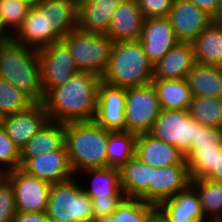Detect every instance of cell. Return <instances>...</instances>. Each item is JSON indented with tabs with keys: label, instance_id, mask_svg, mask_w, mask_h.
Wrapping results in <instances>:
<instances>
[{
	"label": "cell",
	"instance_id": "6da1fadb",
	"mask_svg": "<svg viewBox=\"0 0 222 222\" xmlns=\"http://www.w3.org/2000/svg\"><path fill=\"white\" fill-rule=\"evenodd\" d=\"M101 81V77L92 72L79 71L64 84L53 88L43 101L49 121H93Z\"/></svg>",
	"mask_w": 222,
	"mask_h": 222
},
{
	"label": "cell",
	"instance_id": "7a4b0ae2",
	"mask_svg": "<svg viewBox=\"0 0 222 222\" xmlns=\"http://www.w3.org/2000/svg\"><path fill=\"white\" fill-rule=\"evenodd\" d=\"M0 78L10 82L34 103H42L46 97L38 50L13 39L0 44Z\"/></svg>",
	"mask_w": 222,
	"mask_h": 222
},
{
	"label": "cell",
	"instance_id": "3957f363",
	"mask_svg": "<svg viewBox=\"0 0 222 222\" xmlns=\"http://www.w3.org/2000/svg\"><path fill=\"white\" fill-rule=\"evenodd\" d=\"M64 127L65 147L75 175L88 168L107 167L108 130L94 120L68 122Z\"/></svg>",
	"mask_w": 222,
	"mask_h": 222
},
{
	"label": "cell",
	"instance_id": "277c9868",
	"mask_svg": "<svg viewBox=\"0 0 222 222\" xmlns=\"http://www.w3.org/2000/svg\"><path fill=\"white\" fill-rule=\"evenodd\" d=\"M153 64L139 40L113 44L102 81L116 87H135L152 83Z\"/></svg>",
	"mask_w": 222,
	"mask_h": 222
},
{
	"label": "cell",
	"instance_id": "5b68a950",
	"mask_svg": "<svg viewBox=\"0 0 222 222\" xmlns=\"http://www.w3.org/2000/svg\"><path fill=\"white\" fill-rule=\"evenodd\" d=\"M46 214L51 222H94L92 201L74 177L51 185Z\"/></svg>",
	"mask_w": 222,
	"mask_h": 222
},
{
	"label": "cell",
	"instance_id": "8992f818",
	"mask_svg": "<svg viewBox=\"0 0 222 222\" xmlns=\"http://www.w3.org/2000/svg\"><path fill=\"white\" fill-rule=\"evenodd\" d=\"M62 41L73 55L79 71L92 72L102 78L114 44L106 34L89 33L76 28L68 32Z\"/></svg>",
	"mask_w": 222,
	"mask_h": 222
},
{
	"label": "cell",
	"instance_id": "52a82bcc",
	"mask_svg": "<svg viewBox=\"0 0 222 222\" xmlns=\"http://www.w3.org/2000/svg\"><path fill=\"white\" fill-rule=\"evenodd\" d=\"M160 111L158 94L152 83L126 88V131L136 135L150 133Z\"/></svg>",
	"mask_w": 222,
	"mask_h": 222
},
{
	"label": "cell",
	"instance_id": "ba28073f",
	"mask_svg": "<svg viewBox=\"0 0 222 222\" xmlns=\"http://www.w3.org/2000/svg\"><path fill=\"white\" fill-rule=\"evenodd\" d=\"M66 34L52 23L49 15V0L30 7L21 27L13 35V40L35 49L62 41Z\"/></svg>",
	"mask_w": 222,
	"mask_h": 222
},
{
	"label": "cell",
	"instance_id": "9c48e42d",
	"mask_svg": "<svg viewBox=\"0 0 222 222\" xmlns=\"http://www.w3.org/2000/svg\"><path fill=\"white\" fill-rule=\"evenodd\" d=\"M41 83L45 96L79 72L73 55L63 41L38 49Z\"/></svg>",
	"mask_w": 222,
	"mask_h": 222
},
{
	"label": "cell",
	"instance_id": "30bf717a",
	"mask_svg": "<svg viewBox=\"0 0 222 222\" xmlns=\"http://www.w3.org/2000/svg\"><path fill=\"white\" fill-rule=\"evenodd\" d=\"M195 128L196 121L188 110L161 109L150 134L186 155L194 146Z\"/></svg>",
	"mask_w": 222,
	"mask_h": 222
},
{
	"label": "cell",
	"instance_id": "8fae6325",
	"mask_svg": "<svg viewBox=\"0 0 222 222\" xmlns=\"http://www.w3.org/2000/svg\"><path fill=\"white\" fill-rule=\"evenodd\" d=\"M13 186L16 212H46L51 183L21 168L3 174Z\"/></svg>",
	"mask_w": 222,
	"mask_h": 222
},
{
	"label": "cell",
	"instance_id": "7c38bea8",
	"mask_svg": "<svg viewBox=\"0 0 222 222\" xmlns=\"http://www.w3.org/2000/svg\"><path fill=\"white\" fill-rule=\"evenodd\" d=\"M191 183L187 165L152 167V183L138 197L144 202L158 205L161 201L174 197Z\"/></svg>",
	"mask_w": 222,
	"mask_h": 222
},
{
	"label": "cell",
	"instance_id": "4fadbf2b",
	"mask_svg": "<svg viewBox=\"0 0 222 222\" xmlns=\"http://www.w3.org/2000/svg\"><path fill=\"white\" fill-rule=\"evenodd\" d=\"M125 101L126 88L101 81L98 86L94 121L108 131H126Z\"/></svg>",
	"mask_w": 222,
	"mask_h": 222
},
{
	"label": "cell",
	"instance_id": "5bb4252c",
	"mask_svg": "<svg viewBox=\"0 0 222 222\" xmlns=\"http://www.w3.org/2000/svg\"><path fill=\"white\" fill-rule=\"evenodd\" d=\"M167 18L179 42L192 43L209 26L212 16L188 0H174Z\"/></svg>",
	"mask_w": 222,
	"mask_h": 222
},
{
	"label": "cell",
	"instance_id": "9a60e30c",
	"mask_svg": "<svg viewBox=\"0 0 222 222\" xmlns=\"http://www.w3.org/2000/svg\"><path fill=\"white\" fill-rule=\"evenodd\" d=\"M49 121L44 103H34L28 109L0 119L8 137L21 149Z\"/></svg>",
	"mask_w": 222,
	"mask_h": 222
},
{
	"label": "cell",
	"instance_id": "2e32d148",
	"mask_svg": "<svg viewBox=\"0 0 222 222\" xmlns=\"http://www.w3.org/2000/svg\"><path fill=\"white\" fill-rule=\"evenodd\" d=\"M139 41L153 65L179 43L167 17L146 18Z\"/></svg>",
	"mask_w": 222,
	"mask_h": 222
},
{
	"label": "cell",
	"instance_id": "e0dca14e",
	"mask_svg": "<svg viewBox=\"0 0 222 222\" xmlns=\"http://www.w3.org/2000/svg\"><path fill=\"white\" fill-rule=\"evenodd\" d=\"M21 169L29 175L51 184L75 177L65 144L58 151L43 153L37 157L28 159L21 166Z\"/></svg>",
	"mask_w": 222,
	"mask_h": 222
},
{
	"label": "cell",
	"instance_id": "ac0fdd59",
	"mask_svg": "<svg viewBox=\"0 0 222 222\" xmlns=\"http://www.w3.org/2000/svg\"><path fill=\"white\" fill-rule=\"evenodd\" d=\"M135 156L155 168L186 165L185 155L177 147L155 138L150 133L137 135Z\"/></svg>",
	"mask_w": 222,
	"mask_h": 222
},
{
	"label": "cell",
	"instance_id": "d6986e66",
	"mask_svg": "<svg viewBox=\"0 0 222 222\" xmlns=\"http://www.w3.org/2000/svg\"><path fill=\"white\" fill-rule=\"evenodd\" d=\"M144 20L136 0H122L113 14L106 35L114 43L139 40Z\"/></svg>",
	"mask_w": 222,
	"mask_h": 222
},
{
	"label": "cell",
	"instance_id": "ffe728a7",
	"mask_svg": "<svg viewBox=\"0 0 222 222\" xmlns=\"http://www.w3.org/2000/svg\"><path fill=\"white\" fill-rule=\"evenodd\" d=\"M122 0H78L77 28L106 34L113 14Z\"/></svg>",
	"mask_w": 222,
	"mask_h": 222
},
{
	"label": "cell",
	"instance_id": "44dd1931",
	"mask_svg": "<svg viewBox=\"0 0 222 222\" xmlns=\"http://www.w3.org/2000/svg\"><path fill=\"white\" fill-rule=\"evenodd\" d=\"M196 64L192 43L179 42L153 65V79H185Z\"/></svg>",
	"mask_w": 222,
	"mask_h": 222
},
{
	"label": "cell",
	"instance_id": "7402d4cb",
	"mask_svg": "<svg viewBox=\"0 0 222 222\" xmlns=\"http://www.w3.org/2000/svg\"><path fill=\"white\" fill-rule=\"evenodd\" d=\"M158 206L172 222H210L204 216L198 194L191 185L174 197L161 201Z\"/></svg>",
	"mask_w": 222,
	"mask_h": 222
},
{
	"label": "cell",
	"instance_id": "603a6c76",
	"mask_svg": "<svg viewBox=\"0 0 222 222\" xmlns=\"http://www.w3.org/2000/svg\"><path fill=\"white\" fill-rule=\"evenodd\" d=\"M65 144L64 123L48 121L21 149V166L30 158L58 151Z\"/></svg>",
	"mask_w": 222,
	"mask_h": 222
},
{
	"label": "cell",
	"instance_id": "cb8c5ba5",
	"mask_svg": "<svg viewBox=\"0 0 222 222\" xmlns=\"http://www.w3.org/2000/svg\"><path fill=\"white\" fill-rule=\"evenodd\" d=\"M185 79L193 97L222 99V69L220 66L196 63Z\"/></svg>",
	"mask_w": 222,
	"mask_h": 222
},
{
	"label": "cell",
	"instance_id": "d4e9b609",
	"mask_svg": "<svg viewBox=\"0 0 222 222\" xmlns=\"http://www.w3.org/2000/svg\"><path fill=\"white\" fill-rule=\"evenodd\" d=\"M81 172L90 174L91 187H83L90 199H107L108 197H125L120 186V169L115 167L88 168Z\"/></svg>",
	"mask_w": 222,
	"mask_h": 222
},
{
	"label": "cell",
	"instance_id": "484cf974",
	"mask_svg": "<svg viewBox=\"0 0 222 222\" xmlns=\"http://www.w3.org/2000/svg\"><path fill=\"white\" fill-rule=\"evenodd\" d=\"M196 63L222 65V25L212 22L192 42Z\"/></svg>",
	"mask_w": 222,
	"mask_h": 222
},
{
	"label": "cell",
	"instance_id": "4316f807",
	"mask_svg": "<svg viewBox=\"0 0 222 222\" xmlns=\"http://www.w3.org/2000/svg\"><path fill=\"white\" fill-rule=\"evenodd\" d=\"M161 109L188 110L192 93L186 79H153Z\"/></svg>",
	"mask_w": 222,
	"mask_h": 222
},
{
	"label": "cell",
	"instance_id": "83f0119b",
	"mask_svg": "<svg viewBox=\"0 0 222 222\" xmlns=\"http://www.w3.org/2000/svg\"><path fill=\"white\" fill-rule=\"evenodd\" d=\"M152 183V167L135 155L120 168V186L125 197L138 198Z\"/></svg>",
	"mask_w": 222,
	"mask_h": 222
},
{
	"label": "cell",
	"instance_id": "f1b7e54d",
	"mask_svg": "<svg viewBox=\"0 0 222 222\" xmlns=\"http://www.w3.org/2000/svg\"><path fill=\"white\" fill-rule=\"evenodd\" d=\"M137 135L129 131H108L107 166L121 168L135 155Z\"/></svg>",
	"mask_w": 222,
	"mask_h": 222
},
{
	"label": "cell",
	"instance_id": "f546056e",
	"mask_svg": "<svg viewBox=\"0 0 222 222\" xmlns=\"http://www.w3.org/2000/svg\"><path fill=\"white\" fill-rule=\"evenodd\" d=\"M190 185L198 194L204 216L210 222L216 220L222 214V182L192 179Z\"/></svg>",
	"mask_w": 222,
	"mask_h": 222
},
{
	"label": "cell",
	"instance_id": "4dcf8cb0",
	"mask_svg": "<svg viewBox=\"0 0 222 222\" xmlns=\"http://www.w3.org/2000/svg\"><path fill=\"white\" fill-rule=\"evenodd\" d=\"M190 116L198 123L222 129V99L192 97L188 107Z\"/></svg>",
	"mask_w": 222,
	"mask_h": 222
},
{
	"label": "cell",
	"instance_id": "1f68e13d",
	"mask_svg": "<svg viewBox=\"0 0 222 222\" xmlns=\"http://www.w3.org/2000/svg\"><path fill=\"white\" fill-rule=\"evenodd\" d=\"M154 206L155 204L144 202L140 198L125 197L113 214L94 222H147L150 210Z\"/></svg>",
	"mask_w": 222,
	"mask_h": 222
},
{
	"label": "cell",
	"instance_id": "d6a6232c",
	"mask_svg": "<svg viewBox=\"0 0 222 222\" xmlns=\"http://www.w3.org/2000/svg\"><path fill=\"white\" fill-rule=\"evenodd\" d=\"M222 148L190 149L185 155L190 178L203 179L217 169L218 152Z\"/></svg>",
	"mask_w": 222,
	"mask_h": 222
},
{
	"label": "cell",
	"instance_id": "836d02e7",
	"mask_svg": "<svg viewBox=\"0 0 222 222\" xmlns=\"http://www.w3.org/2000/svg\"><path fill=\"white\" fill-rule=\"evenodd\" d=\"M34 102L10 82L0 78V119L28 109Z\"/></svg>",
	"mask_w": 222,
	"mask_h": 222
},
{
	"label": "cell",
	"instance_id": "e575fe53",
	"mask_svg": "<svg viewBox=\"0 0 222 222\" xmlns=\"http://www.w3.org/2000/svg\"><path fill=\"white\" fill-rule=\"evenodd\" d=\"M49 15L53 25L67 34L77 28L78 0H49Z\"/></svg>",
	"mask_w": 222,
	"mask_h": 222
},
{
	"label": "cell",
	"instance_id": "d590c367",
	"mask_svg": "<svg viewBox=\"0 0 222 222\" xmlns=\"http://www.w3.org/2000/svg\"><path fill=\"white\" fill-rule=\"evenodd\" d=\"M29 9L30 6L22 0H0V17L12 35L21 27Z\"/></svg>",
	"mask_w": 222,
	"mask_h": 222
},
{
	"label": "cell",
	"instance_id": "8d00e7d4",
	"mask_svg": "<svg viewBox=\"0 0 222 222\" xmlns=\"http://www.w3.org/2000/svg\"><path fill=\"white\" fill-rule=\"evenodd\" d=\"M17 168H21L20 149L8 137L0 124V173L4 174Z\"/></svg>",
	"mask_w": 222,
	"mask_h": 222
},
{
	"label": "cell",
	"instance_id": "74e56055",
	"mask_svg": "<svg viewBox=\"0 0 222 222\" xmlns=\"http://www.w3.org/2000/svg\"><path fill=\"white\" fill-rule=\"evenodd\" d=\"M222 148V129L196 122L194 146L191 149Z\"/></svg>",
	"mask_w": 222,
	"mask_h": 222
},
{
	"label": "cell",
	"instance_id": "f35d334b",
	"mask_svg": "<svg viewBox=\"0 0 222 222\" xmlns=\"http://www.w3.org/2000/svg\"><path fill=\"white\" fill-rule=\"evenodd\" d=\"M16 215L13 186L2 175L0 177V222H13Z\"/></svg>",
	"mask_w": 222,
	"mask_h": 222
},
{
	"label": "cell",
	"instance_id": "ab89813d",
	"mask_svg": "<svg viewBox=\"0 0 222 222\" xmlns=\"http://www.w3.org/2000/svg\"><path fill=\"white\" fill-rule=\"evenodd\" d=\"M144 18L167 17L174 0H136Z\"/></svg>",
	"mask_w": 222,
	"mask_h": 222
},
{
	"label": "cell",
	"instance_id": "60d3db41",
	"mask_svg": "<svg viewBox=\"0 0 222 222\" xmlns=\"http://www.w3.org/2000/svg\"><path fill=\"white\" fill-rule=\"evenodd\" d=\"M125 197H108L107 199H91L94 221L113 214Z\"/></svg>",
	"mask_w": 222,
	"mask_h": 222
},
{
	"label": "cell",
	"instance_id": "b9f144b4",
	"mask_svg": "<svg viewBox=\"0 0 222 222\" xmlns=\"http://www.w3.org/2000/svg\"><path fill=\"white\" fill-rule=\"evenodd\" d=\"M13 222H51L46 212H16Z\"/></svg>",
	"mask_w": 222,
	"mask_h": 222
},
{
	"label": "cell",
	"instance_id": "7bdbcfd3",
	"mask_svg": "<svg viewBox=\"0 0 222 222\" xmlns=\"http://www.w3.org/2000/svg\"><path fill=\"white\" fill-rule=\"evenodd\" d=\"M188 1L194 3L198 8L207 12L211 16L214 15L219 2V0H188Z\"/></svg>",
	"mask_w": 222,
	"mask_h": 222
},
{
	"label": "cell",
	"instance_id": "ee69618b",
	"mask_svg": "<svg viewBox=\"0 0 222 222\" xmlns=\"http://www.w3.org/2000/svg\"><path fill=\"white\" fill-rule=\"evenodd\" d=\"M147 222H172V221L158 205H155L150 210Z\"/></svg>",
	"mask_w": 222,
	"mask_h": 222
},
{
	"label": "cell",
	"instance_id": "f6af8a7d",
	"mask_svg": "<svg viewBox=\"0 0 222 222\" xmlns=\"http://www.w3.org/2000/svg\"><path fill=\"white\" fill-rule=\"evenodd\" d=\"M205 178L215 182H222V149L218 152L217 169L212 170Z\"/></svg>",
	"mask_w": 222,
	"mask_h": 222
},
{
	"label": "cell",
	"instance_id": "bcb514c9",
	"mask_svg": "<svg viewBox=\"0 0 222 222\" xmlns=\"http://www.w3.org/2000/svg\"><path fill=\"white\" fill-rule=\"evenodd\" d=\"M13 35L6 29L2 22V18L0 17V44L8 42L12 40Z\"/></svg>",
	"mask_w": 222,
	"mask_h": 222
},
{
	"label": "cell",
	"instance_id": "7dc6e473",
	"mask_svg": "<svg viewBox=\"0 0 222 222\" xmlns=\"http://www.w3.org/2000/svg\"><path fill=\"white\" fill-rule=\"evenodd\" d=\"M212 21L214 23L222 25V0H219L217 9L212 16Z\"/></svg>",
	"mask_w": 222,
	"mask_h": 222
},
{
	"label": "cell",
	"instance_id": "c3c4849f",
	"mask_svg": "<svg viewBox=\"0 0 222 222\" xmlns=\"http://www.w3.org/2000/svg\"><path fill=\"white\" fill-rule=\"evenodd\" d=\"M27 3L30 7L39 5L43 0H22Z\"/></svg>",
	"mask_w": 222,
	"mask_h": 222
},
{
	"label": "cell",
	"instance_id": "681fc988",
	"mask_svg": "<svg viewBox=\"0 0 222 222\" xmlns=\"http://www.w3.org/2000/svg\"><path fill=\"white\" fill-rule=\"evenodd\" d=\"M213 222H222V214L216 220H214Z\"/></svg>",
	"mask_w": 222,
	"mask_h": 222
}]
</instances>
